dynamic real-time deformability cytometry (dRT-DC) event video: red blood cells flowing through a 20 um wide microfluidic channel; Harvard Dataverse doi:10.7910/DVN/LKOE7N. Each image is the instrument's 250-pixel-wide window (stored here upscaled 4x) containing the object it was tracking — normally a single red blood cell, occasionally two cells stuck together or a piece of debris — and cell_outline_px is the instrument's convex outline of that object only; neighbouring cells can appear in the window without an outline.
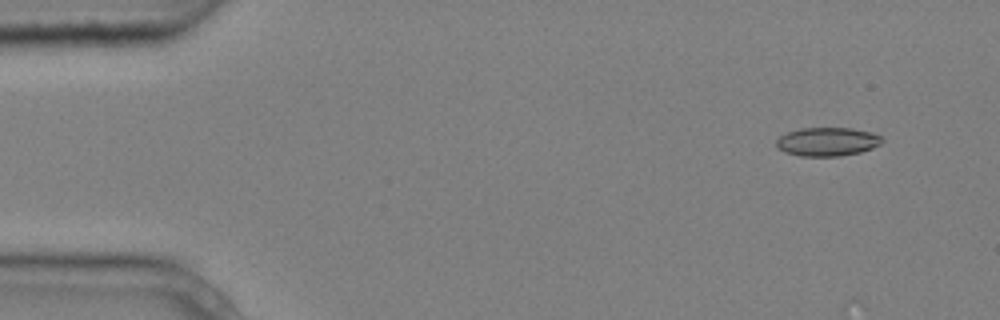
{"species": "common noctule bat (a hibernating species)", "species_latin": "Nyctalus noctula", "temperature_condition": "cold", "stored_images_in_passage": 6, "camera_frame_rate_fps": 3000, "um_per_image_px": 0.085, "animal": {"sex": "male", "body_mass_g": 20.4}, "frame": {"image": 1, "passage_image": 2, "time_ms": 0.333, "image_size_px": [1000, 320], "cell_outline_px": [[884, 140], [880, 144], [872, 148], [860, 152], [840, 156], [800, 156], [784, 152], [776, 148], [776, 140], [780, 136], [788, 132], [800, 128], [852, 128], [872, 132], [880, 136]], "centroid_in_image_um": [70.31, 12.04], "position_along_channel_um": 14.7, "area_um2": 17.74}}
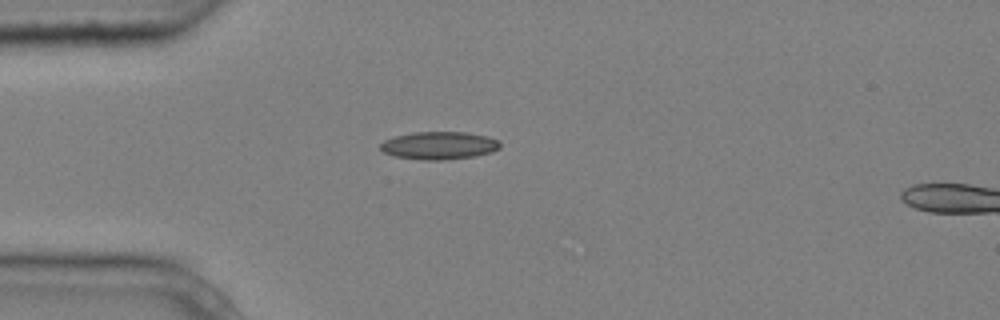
{"frame": {"image": 2, "passage_image": 5, "time_ms": 1.333, "image_size_px": [1000, 320], "cell_outline_px": [[500, 148], [492, 152], [476, 156], [440, 160], [424, 160], [392, 156], [384, 152], [380, 148], [380, 144], [384, 140], [396, 136], [412, 132], [468, 132], [488, 136], [500, 140]], "centroid_in_image_um": [37.35, 12.36], "position_along_channel_um": 47.7, "area_um2": 19.54}}